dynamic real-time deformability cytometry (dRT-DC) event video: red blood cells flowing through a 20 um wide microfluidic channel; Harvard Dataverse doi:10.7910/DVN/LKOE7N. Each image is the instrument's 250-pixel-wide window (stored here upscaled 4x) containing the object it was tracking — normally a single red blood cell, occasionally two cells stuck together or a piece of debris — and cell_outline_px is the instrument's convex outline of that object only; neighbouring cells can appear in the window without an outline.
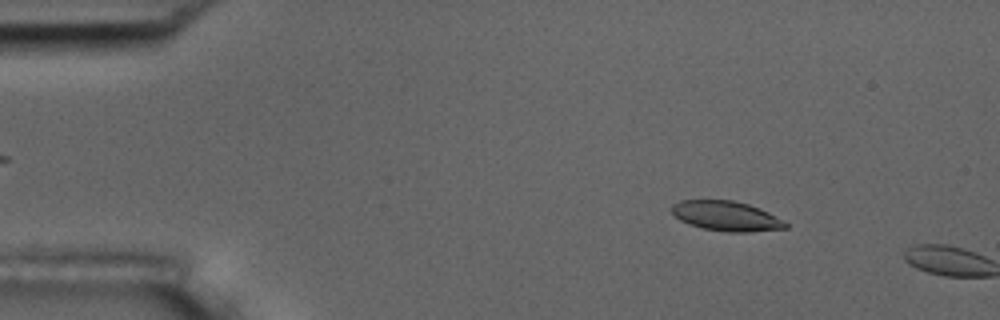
{"species": "common noctule bat (a hibernating species)", "species_latin": "Nyctalus noctula", "temperature_condition": "room temperature", "stored_images_in_passage": 8, "camera_frame_rate_fps": 3000, "um_per_image_px": 0.085, "animal": {"sex": "male", "body_mass_g": 17.5, "forearm_length_mm": 52.3}, "frame": {"image": 1, "passage_image": 7, "time_ms": 2.0, "image_size_px": [1000, 320], "cell_outline_px": [[788, 228], [748, 232], [728, 232], [704, 228], [688, 224], [680, 220], [668, 208], [672, 204], [680, 200], [732, 200], [748, 204], [760, 208], [784, 220], [788, 224]], "centroid_in_image_um": [61.72, 18.35], "position_along_channel_um": 23.3, "area_um2": 19.88}}